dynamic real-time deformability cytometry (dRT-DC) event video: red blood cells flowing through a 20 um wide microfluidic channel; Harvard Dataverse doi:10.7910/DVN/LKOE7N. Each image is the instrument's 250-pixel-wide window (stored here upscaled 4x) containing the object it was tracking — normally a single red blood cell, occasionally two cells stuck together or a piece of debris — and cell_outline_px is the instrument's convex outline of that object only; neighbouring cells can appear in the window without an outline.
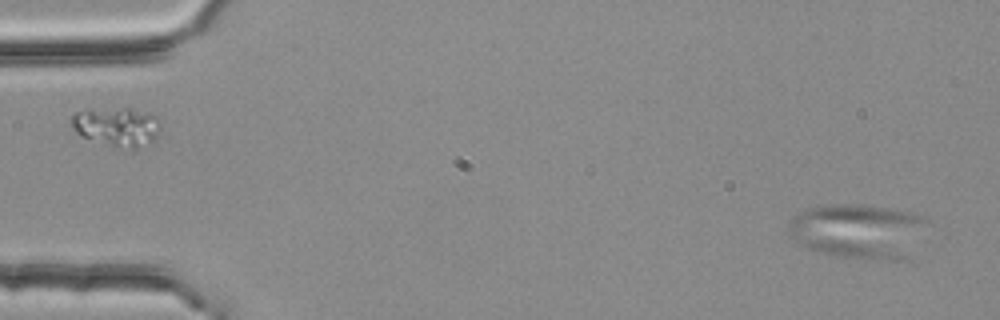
{"species": "common noctule bat (a hibernating species)", "species_latin": "Nyctalus noctula", "temperature_condition": "room temperature", "stored_images_in_passage": 2, "segment_of_instrument_passage": [2, 2], "camera_frame_rate_fps": 3000, "um_per_image_px": 0.085, "animal": {"sex": "female", "body_mass_g": 25.1}, "frame": {"image": 1, "passage_image": 2, "time_ms": 0.333, "image_size_px": [1000, 320], "cell_outline_px": [[928, 220], [912, 260], [868, 260], [832, 256], [808, 248], [792, 236], [788, 232], [788, 220], [792, 216], [808, 208], [828, 204], [860, 204], [892, 208], [912, 212], [924, 216]], "centroid_in_image_um": [73.03, 19.66], "position_along_channel_um": 12.0, "area_um2": 45.37}}